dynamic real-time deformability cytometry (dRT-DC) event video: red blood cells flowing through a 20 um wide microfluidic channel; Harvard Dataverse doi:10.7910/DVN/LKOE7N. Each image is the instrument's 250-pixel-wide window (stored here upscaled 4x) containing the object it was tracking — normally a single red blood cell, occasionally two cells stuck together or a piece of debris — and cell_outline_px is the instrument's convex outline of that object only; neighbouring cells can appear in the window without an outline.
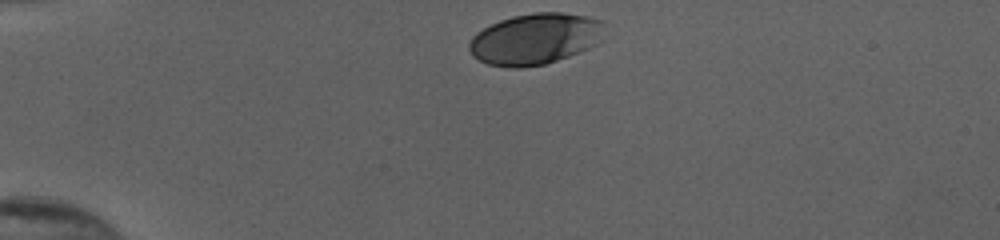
{"species": "human", "species_latin": "Homo sapiens", "temperature_condition": "cold", "stored_images_in_passage": 32, "camera_frame_rate_fps": 3000, "um_per_image_px": 0.085, "donor": {"sex": "female"}, "frame": {"image": 1, "passage_image": 1, "time_ms": 0.0, "image_size_px": [1000, 240], "cell_outline_px": [[600, 24], [596, 44], [580, 52], [544, 64], [520, 68], [512, 68], [488, 64], [472, 56], [468, 48], [468, 44], [472, 36], [476, 32], [500, 20], [512, 16], [536, 12], [560, 12], [584, 16], [600, 20]], "centroid_in_image_um": [45.37, 3.32], "position_along_channel_um": 39.6, "area_um2": 39.65}}
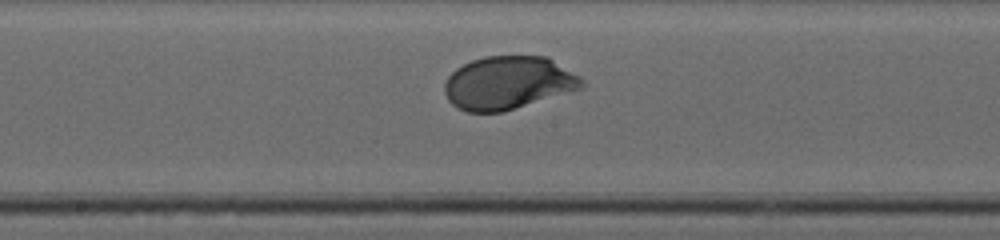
{"frame": {"image": 2, "passage_image": 18, "time_ms": 5.667, "image_size_px": [1000, 240], "cell_outline_px": [[584, 88], [500, 112], [468, 112], [452, 104], [448, 100], [444, 92], [444, 80], [456, 68], [472, 60], [484, 56], [548, 56], [580, 76], [584, 80]], "centroid_in_image_um": [43.2, 7.03], "position_along_channel_um": 205.0, "area_um2": 42.54}}
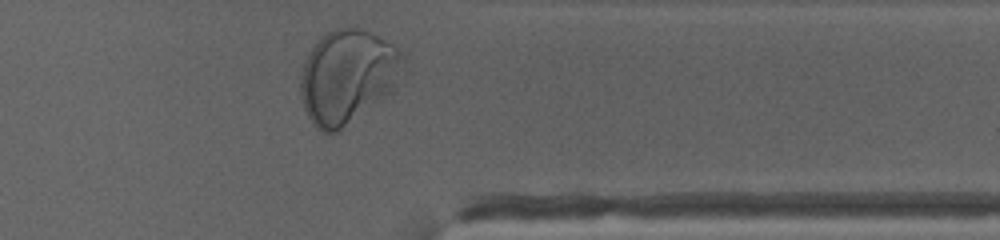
{"frame": {"image": 3, "passage_image": 32, "time_ms": 10.333, "image_size_px": [1000, 240], "cell_outline_px": [[404, 56], [392, 88], [388, 92], [340, 132], [324, 132], [316, 128], [312, 124], [304, 108], [300, 96], [300, 76], [308, 52], [316, 40], [324, 32], [336, 28], [364, 28], [392, 44]], "centroid_in_image_um": [29.45, 6.49], "position_along_channel_um": 382.0, "area_um2": 55.43}, "authors_computed_cell_mechanics": {"area_um2": 42.483, "velocity_mm_per_s": 3.8565, "shape_relaxation_time_tau1_ms": 2.7943, "shape_relaxation_time_tau2_ms": null, "deformation_change_tau1": 0.155, "deformation_change_tau2": null}}